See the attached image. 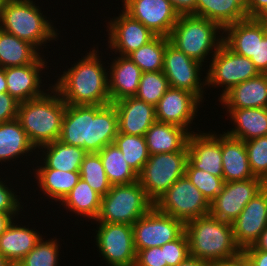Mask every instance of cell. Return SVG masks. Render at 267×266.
I'll return each mask as SVG.
<instances>
[{
    "instance_id": "23",
    "label": "cell",
    "mask_w": 267,
    "mask_h": 266,
    "mask_svg": "<svg viewBox=\"0 0 267 266\" xmlns=\"http://www.w3.org/2000/svg\"><path fill=\"white\" fill-rule=\"evenodd\" d=\"M219 99L227 108H267V74L239 83Z\"/></svg>"
},
{
    "instance_id": "48",
    "label": "cell",
    "mask_w": 267,
    "mask_h": 266,
    "mask_svg": "<svg viewBox=\"0 0 267 266\" xmlns=\"http://www.w3.org/2000/svg\"><path fill=\"white\" fill-rule=\"evenodd\" d=\"M241 256L245 259L247 266H267V251L243 250Z\"/></svg>"
},
{
    "instance_id": "40",
    "label": "cell",
    "mask_w": 267,
    "mask_h": 266,
    "mask_svg": "<svg viewBox=\"0 0 267 266\" xmlns=\"http://www.w3.org/2000/svg\"><path fill=\"white\" fill-rule=\"evenodd\" d=\"M37 245L15 266H58L59 245L57 239L44 241Z\"/></svg>"
},
{
    "instance_id": "50",
    "label": "cell",
    "mask_w": 267,
    "mask_h": 266,
    "mask_svg": "<svg viewBox=\"0 0 267 266\" xmlns=\"http://www.w3.org/2000/svg\"><path fill=\"white\" fill-rule=\"evenodd\" d=\"M249 18H256L266 7L267 0H248Z\"/></svg>"
},
{
    "instance_id": "54",
    "label": "cell",
    "mask_w": 267,
    "mask_h": 266,
    "mask_svg": "<svg viewBox=\"0 0 267 266\" xmlns=\"http://www.w3.org/2000/svg\"><path fill=\"white\" fill-rule=\"evenodd\" d=\"M212 266H244V258L240 256L232 261L214 263Z\"/></svg>"
},
{
    "instance_id": "10",
    "label": "cell",
    "mask_w": 267,
    "mask_h": 266,
    "mask_svg": "<svg viewBox=\"0 0 267 266\" xmlns=\"http://www.w3.org/2000/svg\"><path fill=\"white\" fill-rule=\"evenodd\" d=\"M212 56L205 81L208 86L224 85L221 97L232 87L260 74L250 58L234 53L224 43Z\"/></svg>"
},
{
    "instance_id": "24",
    "label": "cell",
    "mask_w": 267,
    "mask_h": 266,
    "mask_svg": "<svg viewBox=\"0 0 267 266\" xmlns=\"http://www.w3.org/2000/svg\"><path fill=\"white\" fill-rule=\"evenodd\" d=\"M221 152L225 182L242 181L255 177L250 168L243 140L233 138L224 132L221 134Z\"/></svg>"
},
{
    "instance_id": "25",
    "label": "cell",
    "mask_w": 267,
    "mask_h": 266,
    "mask_svg": "<svg viewBox=\"0 0 267 266\" xmlns=\"http://www.w3.org/2000/svg\"><path fill=\"white\" fill-rule=\"evenodd\" d=\"M190 133L182 127L155 121L144 135L149 155L183 151Z\"/></svg>"
},
{
    "instance_id": "8",
    "label": "cell",
    "mask_w": 267,
    "mask_h": 266,
    "mask_svg": "<svg viewBox=\"0 0 267 266\" xmlns=\"http://www.w3.org/2000/svg\"><path fill=\"white\" fill-rule=\"evenodd\" d=\"M188 149L183 151L149 155L138 174V181L147 196L155 201L186 172Z\"/></svg>"
},
{
    "instance_id": "18",
    "label": "cell",
    "mask_w": 267,
    "mask_h": 266,
    "mask_svg": "<svg viewBox=\"0 0 267 266\" xmlns=\"http://www.w3.org/2000/svg\"><path fill=\"white\" fill-rule=\"evenodd\" d=\"M107 27L109 47L121 56H128L156 37L151 30L124 10L117 18L112 19Z\"/></svg>"
},
{
    "instance_id": "57",
    "label": "cell",
    "mask_w": 267,
    "mask_h": 266,
    "mask_svg": "<svg viewBox=\"0 0 267 266\" xmlns=\"http://www.w3.org/2000/svg\"><path fill=\"white\" fill-rule=\"evenodd\" d=\"M0 266H14L4 256L0 254Z\"/></svg>"
},
{
    "instance_id": "2",
    "label": "cell",
    "mask_w": 267,
    "mask_h": 266,
    "mask_svg": "<svg viewBox=\"0 0 267 266\" xmlns=\"http://www.w3.org/2000/svg\"><path fill=\"white\" fill-rule=\"evenodd\" d=\"M86 55L68 71H64L52 87L67 105L110 104L109 74L95 49Z\"/></svg>"
},
{
    "instance_id": "32",
    "label": "cell",
    "mask_w": 267,
    "mask_h": 266,
    "mask_svg": "<svg viewBox=\"0 0 267 266\" xmlns=\"http://www.w3.org/2000/svg\"><path fill=\"white\" fill-rule=\"evenodd\" d=\"M35 171L42 192L59 202L64 200L81 179L79 171L65 172L51 168H37Z\"/></svg>"
},
{
    "instance_id": "15",
    "label": "cell",
    "mask_w": 267,
    "mask_h": 266,
    "mask_svg": "<svg viewBox=\"0 0 267 266\" xmlns=\"http://www.w3.org/2000/svg\"><path fill=\"white\" fill-rule=\"evenodd\" d=\"M124 11L156 36L169 37L179 14L170 0H123Z\"/></svg>"
},
{
    "instance_id": "58",
    "label": "cell",
    "mask_w": 267,
    "mask_h": 266,
    "mask_svg": "<svg viewBox=\"0 0 267 266\" xmlns=\"http://www.w3.org/2000/svg\"><path fill=\"white\" fill-rule=\"evenodd\" d=\"M5 0H0V15H1V10H2V6Z\"/></svg>"
},
{
    "instance_id": "1",
    "label": "cell",
    "mask_w": 267,
    "mask_h": 266,
    "mask_svg": "<svg viewBox=\"0 0 267 266\" xmlns=\"http://www.w3.org/2000/svg\"><path fill=\"white\" fill-rule=\"evenodd\" d=\"M118 134V116L113 103L107 105H66L58 140L98 153L113 144Z\"/></svg>"
},
{
    "instance_id": "45",
    "label": "cell",
    "mask_w": 267,
    "mask_h": 266,
    "mask_svg": "<svg viewBox=\"0 0 267 266\" xmlns=\"http://www.w3.org/2000/svg\"><path fill=\"white\" fill-rule=\"evenodd\" d=\"M134 266H167L164 245L137 251Z\"/></svg>"
},
{
    "instance_id": "30",
    "label": "cell",
    "mask_w": 267,
    "mask_h": 266,
    "mask_svg": "<svg viewBox=\"0 0 267 266\" xmlns=\"http://www.w3.org/2000/svg\"><path fill=\"white\" fill-rule=\"evenodd\" d=\"M35 149L17 118L0 123V162L16 159Z\"/></svg>"
},
{
    "instance_id": "27",
    "label": "cell",
    "mask_w": 267,
    "mask_h": 266,
    "mask_svg": "<svg viewBox=\"0 0 267 266\" xmlns=\"http://www.w3.org/2000/svg\"><path fill=\"white\" fill-rule=\"evenodd\" d=\"M196 16L214 21L224 29L249 17L248 0H196Z\"/></svg>"
},
{
    "instance_id": "41",
    "label": "cell",
    "mask_w": 267,
    "mask_h": 266,
    "mask_svg": "<svg viewBox=\"0 0 267 266\" xmlns=\"http://www.w3.org/2000/svg\"><path fill=\"white\" fill-rule=\"evenodd\" d=\"M185 175L209 203L219 194L225 183L223 178L216 177L204 170L196 169L189 162L186 165Z\"/></svg>"
},
{
    "instance_id": "20",
    "label": "cell",
    "mask_w": 267,
    "mask_h": 266,
    "mask_svg": "<svg viewBox=\"0 0 267 266\" xmlns=\"http://www.w3.org/2000/svg\"><path fill=\"white\" fill-rule=\"evenodd\" d=\"M44 60L40 57L35 63L5 68L7 93L19 103L38 98L46 93L40 87L42 76L39 75L46 67Z\"/></svg>"
},
{
    "instance_id": "29",
    "label": "cell",
    "mask_w": 267,
    "mask_h": 266,
    "mask_svg": "<svg viewBox=\"0 0 267 266\" xmlns=\"http://www.w3.org/2000/svg\"><path fill=\"white\" fill-rule=\"evenodd\" d=\"M41 53L30 42L0 29V67L9 68L35 63Z\"/></svg>"
},
{
    "instance_id": "11",
    "label": "cell",
    "mask_w": 267,
    "mask_h": 266,
    "mask_svg": "<svg viewBox=\"0 0 267 266\" xmlns=\"http://www.w3.org/2000/svg\"><path fill=\"white\" fill-rule=\"evenodd\" d=\"M132 230L137 252L151 247H161L178 239L185 232V224L153 207L134 222Z\"/></svg>"
},
{
    "instance_id": "5",
    "label": "cell",
    "mask_w": 267,
    "mask_h": 266,
    "mask_svg": "<svg viewBox=\"0 0 267 266\" xmlns=\"http://www.w3.org/2000/svg\"><path fill=\"white\" fill-rule=\"evenodd\" d=\"M31 0H5L0 15V29L30 42L37 49L58 37L56 29ZM45 17V18H44Z\"/></svg>"
},
{
    "instance_id": "9",
    "label": "cell",
    "mask_w": 267,
    "mask_h": 266,
    "mask_svg": "<svg viewBox=\"0 0 267 266\" xmlns=\"http://www.w3.org/2000/svg\"><path fill=\"white\" fill-rule=\"evenodd\" d=\"M161 213L172 216L184 224L209 214L210 203L184 175L173 183L170 188L154 203Z\"/></svg>"
},
{
    "instance_id": "31",
    "label": "cell",
    "mask_w": 267,
    "mask_h": 266,
    "mask_svg": "<svg viewBox=\"0 0 267 266\" xmlns=\"http://www.w3.org/2000/svg\"><path fill=\"white\" fill-rule=\"evenodd\" d=\"M41 148L42 151L47 150L43 155L45 156L43 158L44 164L40 168H51L65 172L79 171L87 154L83 148L64 144L60 140L45 144Z\"/></svg>"
},
{
    "instance_id": "47",
    "label": "cell",
    "mask_w": 267,
    "mask_h": 266,
    "mask_svg": "<svg viewBox=\"0 0 267 266\" xmlns=\"http://www.w3.org/2000/svg\"><path fill=\"white\" fill-rule=\"evenodd\" d=\"M19 102L9 93H0V123L17 118Z\"/></svg>"
},
{
    "instance_id": "4",
    "label": "cell",
    "mask_w": 267,
    "mask_h": 266,
    "mask_svg": "<svg viewBox=\"0 0 267 266\" xmlns=\"http://www.w3.org/2000/svg\"><path fill=\"white\" fill-rule=\"evenodd\" d=\"M49 88L50 94L19 103L17 112V119L30 142L39 149L59 139L67 105L54 87Z\"/></svg>"
},
{
    "instance_id": "22",
    "label": "cell",
    "mask_w": 267,
    "mask_h": 266,
    "mask_svg": "<svg viewBox=\"0 0 267 266\" xmlns=\"http://www.w3.org/2000/svg\"><path fill=\"white\" fill-rule=\"evenodd\" d=\"M113 60L107 71L111 103L135 96L142 75L141 69L128 56L120 55Z\"/></svg>"
},
{
    "instance_id": "12",
    "label": "cell",
    "mask_w": 267,
    "mask_h": 266,
    "mask_svg": "<svg viewBox=\"0 0 267 266\" xmlns=\"http://www.w3.org/2000/svg\"><path fill=\"white\" fill-rule=\"evenodd\" d=\"M96 245L110 266H134L136 250L132 225L98 222Z\"/></svg>"
},
{
    "instance_id": "19",
    "label": "cell",
    "mask_w": 267,
    "mask_h": 266,
    "mask_svg": "<svg viewBox=\"0 0 267 266\" xmlns=\"http://www.w3.org/2000/svg\"><path fill=\"white\" fill-rule=\"evenodd\" d=\"M187 149L188 162L194 168L223 178L221 134L190 133Z\"/></svg>"
},
{
    "instance_id": "44",
    "label": "cell",
    "mask_w": 267,
    "mask_h": 266,
    "mask_svg": "<svg viewBox=\"0 0 267 266\" xmlns=\"http://www.w3.org/2000/svg\"><path fill=\"white\" fill-rule=\"evenodd\" d=\"M164 256L167 266H178L190 256L188 238L185 232L178 239L164 244Z\"/></svg>"
},
{
    "instance_id": "43",
    "label": "cell",
    "mask_w": 267,
    "mask_h": 266,
    "mask_svg": "<svg viewBox=\"0 0 267 266\" xmlns=\"http://www.w3.org/2000/svg\"><path fill=\"white\" fill-rule=\"evenodd\" d=\"M250 60L260 74H267V25L257 19L255 56Z\"/></svg>"
},
{
    "instance_id": "35",
    "label": "cell",
    "mask_w": 267,
    "mask_h": 266,
    "mask_svg": "<svg viewBox=\"0 0 267 266\" xmlns=\"http://www.w3.org/2000/svg\"><path fill=\"white\" fill-rule=\"evenodd\" d=\"M112 185L130 184L138 181V174L126 162L121 150L113 143L98 152Z\"/></svg>"
},
{
    "instance_id": "39",
    "label": "cell",
    "mask_w": 267,
    "mask_h": 266,
    "mask_svg": "<svg viewBox=\"0 0 267 266\" xmlns=\"http://www.w3.org/2000/svg\"><path fill=\"white\" fill-rule=\"evenodd\" d=\"M168 88L163 71L142 72L135 97L155 107Z\"/></svg>"
},
{
    "instance_id": "34",
    "label": "cell",
    "mask_w": 267,
    "mask_h": 266,
    "mask_svg": "<svg viewBox=\"0 0 267 266\" xmlns=\"http://www.w3.org/2000/svg\"><path fill=\"white\" fill-rule=\"evenodd\" d=\"M101 198L102 196L87 182L80 179L61 202V205L75 214L96 220L101 208Z\"/></svg>"
},
{
    "instance_id": "33",
    "label": "cell",
    "mask_w": 267,
    "mask_h": 266,
    "mask_svg": "<svg viewBox=\"0 0 267 266\" xmlns=\"http://www.w3.org/2000/svg\"><path fill=\"white\" fill-rule=\"evenodd\" d=\"M223 43L234 53L250 58L255 56L256 18H246L226 26Z\"/></svg>"
},
{
    "instance_id": "26",
    "label": "cell",
    "mask_w": 267,
    "mask_h": 266,
    "mask_svg": "<svg viewBox=\"0 0 267 266\" xmlns=\"http://www.w3.org/2000/svg\"><path fill=\"white\" fill-rule=\"evenodd\" d=\"M13 221L0 235V254L12 265L21 261L40 241L41 234Z\"/></svg>"
},
{
    "instance_id": "56",
    "label": "cell",
    "mask_w": 267,
    "mask_h": 266,
    "mask_svg": "<svg viewBox=\"0 0 267 266\" xmlns=\"http://www.w3.org/2000/svg\"><path fill=\"white\" fill-rule=\"evenodd\" d=\"M256 19L267 25V7L256 17Z\"/></svg>"
},
{
    "instance_id": "49",
    "label": "cell",
    "mask_w": 267,
    "mask_h": 266,
    "mask_svg": "<svg viewBox=\"0 0 267 266\" xmlns=\"http://www.w3.org/2000/svg\"><path fill=\"white\" fill-rule=\"evenodd\" d=\"M179 15L196 16V0H170Z\"/></svg>"
},
{
    "instance_id": "17",
    "label": "cell",
    "mask_w": 267,
    "mask_h": 266,
    "mask_svg": "<svg viewBox=\"0 0 267 266\" xmlns=\"http://www.w3.org/2000/svg\"><path fill=\"white\" fill-rule=\"evenodd\" d=\"M200 102L202 101L195 94L187 90L169 87L155 106L156 121L173 124L188 131Z\"/></svg>"
},
{
    "instance_id": "7",
    "label": "cell",
    "mask_w": 267,
    "mask_h": 266,
    "mask_svg": "<svg viewBox=\"0 0 267 266\" xmlns=\"http://www.w3.org/2000/svg\"><path fill=\"white\" fill-rule=\"evenodd\" d=\"M154 207L139 181L130 184L112 185L101 198L98 222L133 225Z\"/></svg>"
},
{
    "instance_id": "3",
    "label": "cell",
    "mask_w": 267,
    "mask_h": 266,
    "mask_svg": "<svg viewBox=\"0 0 267 266\" xmlns=\"http://www.w3.org/2000/svg\"><path fill=\"white\" fill-rule=\"evenodd\" d=\"M190 256L211 264L232 261L242 251L233 238L232 223L210 214L185 223Z\"/></svg>"
},
{
    "instance_id": "42",
    "label": "cell",
    "mask_w": 267,
    "mask_h": 266,
    "mask_svg": "<svg viewBox=\"0 0 267 266\" xmlns=\"http://www.w3.org/2000/svg\"><path fill=\"white\" fill-rule=\"evenodd\" d=\"M248 161L255 177L267 179V136L245 141Z\"/></svg>"
},
{
    "instance_id": "36",
    "label": "cell",
    "mask_w": 267,
    "mask_h": 266,
    "mask_svg": "<svg viewBox=\"0 0 267 266\" xmlns=\"http://www.w3.org/2000/svg\"><path fill=\"white\" fill-rule=\"evenodd\" d=\"M166 37L156 36L149 43L130 53L128 57L142 72L163 71Z\"/></svg>"
},
{
    "instance_id": "52",
    "label": "cell",
    "mask_w": 267,
    "mask_h": 266,
    "mask_svg": "<svg viewBox=\"0 0 267 266\" xmlns=\"http://www.w3.org/2000/svg\"><path fill=\"white\" fill-rule=\"evenodd\" d=\"M213 264L202 261L198 258L189 256L185 261L181 262L178 266H212Z\"/></svg>"
},
{
    "instance_id": "13",
    "label": "cell",
    "mask_w": 267,
    "mask_h": 266,
    "mask_svg": "<svg viewBox=\"0 0 267 266\" xmlns=\"http://www.w3.org/2000/svg\"><path fill=\"white\" fill-rule=\"evenodd\" d=\"M202 66L203 64L190 58L173 46L169 38L166 37L163 73L168 79L169 87L187 90L195 94L202 101L203 88L206 86V81L203 79L202 83L199 76Z\"/></svg>"
},
{
    "instance_id": "53",
    "label": "cell",
    "mask_w": 267,
    "mask_h": 266,
    "mask_svg": "<svg viewBox=\"0 0 267 266\" xmlns=\"http://www.w3.org/2000/svg\"><path fill=\"white\" fill-rule=\"evenodd\" d=\"M14 218L9 213L0 212V235L5 231L7 226L14 221Z\"/></svg>"
},
{
    "instance_id": "38",
    "label": "cell",
    "mask_w": 267,
    "mask_h": 266,
    "mask_svg": "<svg viewBox=\"0 0 267 266\" xmlns=\"http://www.w3.org/2000/svg\"><path fill=\"white\" fill-rule=\"evenodd\" d=\"M79 173L81 179L101 196H105L112 187L99 153H87L82 161Z\"/></svg>"
},
{
    "instance_id": "28",
    "label": "cell",
    "mask_w": 267,
    "mask_h": 266,
    "mask_svg": "<svg viewBox=\"0 0 267 266\" xmlns=\"http://www.w3.org/2000/svg\"><path fill=\"white\" fill-rule=\"evenodd\" d=\"M235 126L227 135L245 141L267 136V108H227Z\"/></svg>"
},
{
    "instance_id": "14",
    "label": "cell",
    "mask_w": 267,
    "mask_h": 266,
    "mask_svg": "<svg viewBox=\"0 0 267 266\" xmlns=\"http://www.w3.org/2000/svg\"><path fill=\"white\" fill-rule=\"evenodd\" d=\"M263 188L264 181L258 177L225 182L223 189L210 202L209 214L232 223L241 214L246 204Z\"/></svg>"
},
{
    "instance_id": "21",
    "label": "cell",
    "mask_w": 267,
    "mask_h": 266,
    "mask_svg": "<svg viewBox=\"0 0 267 266\" xmlns=\"http://www.w3.org/2000/svg\"><path fill=\"white\" fill-rule=\"evenodd\" d=\"M118 116V133L144 136L156 121L155 107L133 97L113 103Z\"/></svg>"
},
{
    "instance_id": "46",
    "label": "cell",
    "mask_w": 267,
    "mask_h": 266,
    "mask_svg": "<svg viewBox=\"0 0 267 266\" xmlns=\"http://www.w3.org/2000/svg\"><path fill=\"white\" fill-rule=\"evenodd\" d=\"M5 183L0 180V212L9 213L12 217L15 218V215L19 214L20 202L18 196L10 190L9 187H6Z\"/></svg>"
},
{
    "instance_id": "59",
    "label": "cell",
    "mask_w": 267,
    "mask_h": 266,
    "mask_svg": "<svg viewBox=\"0 0 267 266\" xmlns=\"http://www.w3.org/2000/svg\"><path fill=\"white\" fill-rule=\"evenodd\" d=\"M264 187L267 188V179L264 181Z\"/></svg>"
},
{
    "instance_id": "37",
    "label": "cell",
    "mask_w": 267,
    "mask_h": 266,
    "mask_svg": "<svg viewBox=\"0 0 267 266\" xmlns=\"http://www.w3.org/2000/svg\"><path fill=\"white\" fill-rule=\"evenodd\" d=\"M114 144L121 150L126 162L139 174L149 159L145 137L118 133Z\"/></svg>"
},
{
    "instance_id": "16",
    "label": "cell",
    "mask_w": 267,
    "mask_h": 266,
    "mask_svg": "<svg viewBox=\"0 0 267 266\" xmlns=\"http://www.w3.org/2000/svg\"><path fill=\"white\" fill-rule=\"evenodd\" d=\"M233 238L243 251L253 246L267 227V188L258 192L232 222Z\"/></svg>"
},
{
    "instance_id": "6",
    "label": "cell",
    "mask_w": 267,
    "mask_h": 266,
    "mask_svg": "<svg viewBox=\"0 0 267 266\" xmlns=\"http://www.w3.org/2000/svg\"><path fill=\"white\" fill-rule=\"evenodd\" d=\"M218 30L224 29L214 21L195 15H180L168 38L178 50L203 64L206 56L213 49L211 53H215L223 44V36H217L220 34Z\"/></svg>"
},
{
    "instance_id": "55",
    "label": "cell",
    "mask_w": 267,
    "mask_h": 266,
    "mask_svg": "<svg viewBox=\"0 0 267 266\" xmlns=\"http://www.w3.org/2000/svg\"><path fill=\"white\" fill-rule=\"evenodd\" d=\"M5 92H7L5 68L0 67V93H5Z\"/></svg>"
},
{
    "instance_id": "51",
    "label": "cell",
    "mask_w": 267,
    "mask_h": 266,
    "mask_svg": "<svg viewBox=\"0 0 267 266\" xmlns=\"http://www.w3.org/2000/svg\"><path fill=\"white\" fill-rule=\"evenodd\" d=\"M244 250H264L267 251V227L263 230L258 241L251 247Z\"/></svg>"
}]
</instances>
